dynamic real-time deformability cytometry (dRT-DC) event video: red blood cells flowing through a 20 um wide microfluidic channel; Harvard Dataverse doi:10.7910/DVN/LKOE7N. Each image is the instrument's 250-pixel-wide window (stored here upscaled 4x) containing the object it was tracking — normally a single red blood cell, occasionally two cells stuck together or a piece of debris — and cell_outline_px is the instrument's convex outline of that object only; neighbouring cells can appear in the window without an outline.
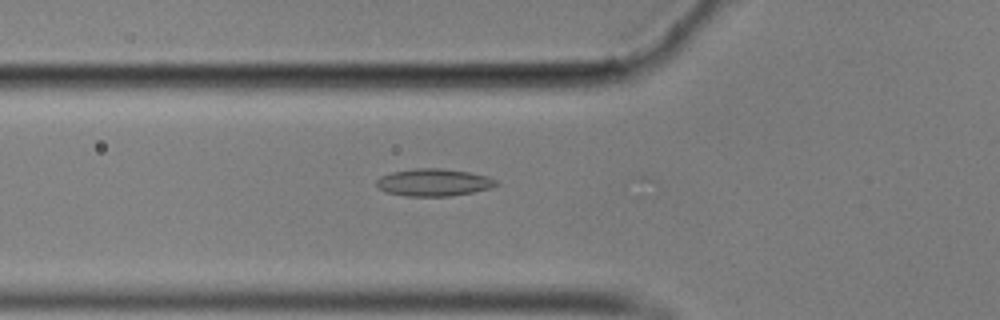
{"species": "common noctule bat (a hibernating species)", "species_latin": "Nyctalus noctula", "temperature_condition": "cold", "stored_images_in_passage": 37, "camera_frame_rate_fps": 3000, "um_per_image_px": 0.085, "animal": {"sex": "male", "body_mass_g": 17.9}, "frame": {"image": 1, "passage_image": 6, "time_ms": 1.667, "image_size_px": [1000, 320], "cell_outline_px": [[500, 184], [492, 188], [472, 192], [448, 196], [404, 196], [388, 192], [380, 188], [376, 184], [376, 180], [380, 176], [392, 172], [416, 168], [440, 168], [468, 172], [488, 176], [496, 180]], "centroid_in_image_um": [36.89, 15.5], "position_along_channel_um": 88.9, "area_um2": 19.02}}
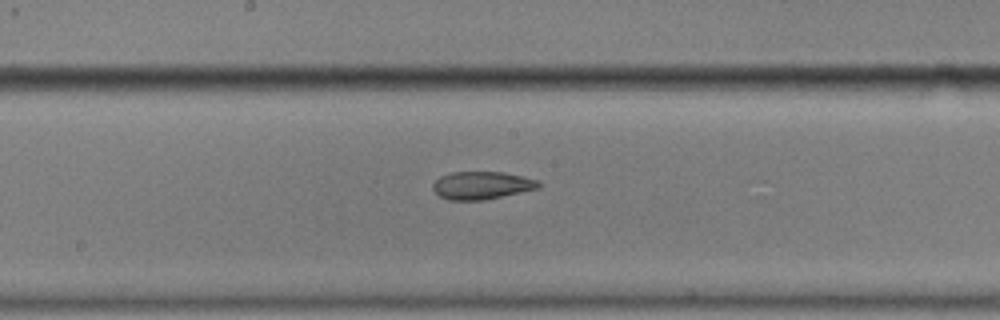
{"frame": {"image": 2, "passage_image": 16, "time_ms": 5.0, "image_size_px": [1000, 320], "cell_outline_px": [[540, 188], [484, 200], [448, 200], [440, 196], [432, 188], [432, 184], [440, 176], [452, 172], [504, 172], [536, 180], [540, 184]], "centroid_in_image_um": [40.92, 15.76], "position_along_channel_um": 207.3, "area_um2": 16.99}}
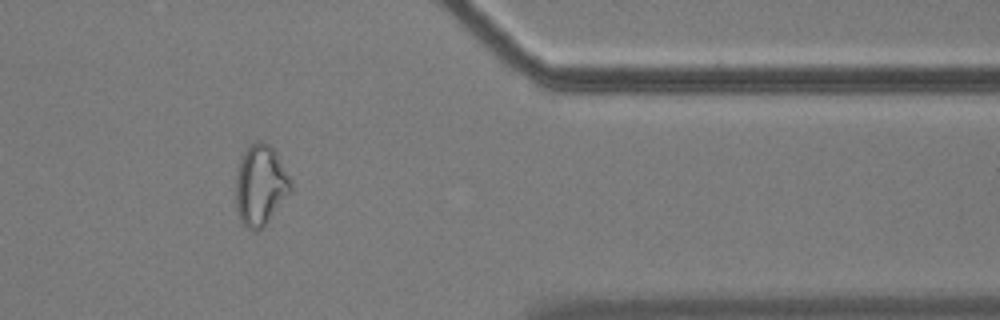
{"frame": {"image": 3, "passage_image": 33, "time_ms": 10.667, "image_size_px": [1000, 320], "cell_outline_px": [[292, 188], [268, 220], [256, 232], [248, 228], [240, 220], [236, 208], [236, 168], [240, 156], [256, 140], [260, 140], [268, 144], [272, 148], [292, 180]], "centroid_in_image_um": [22.1, 15.71], "position_along_channel_um": 389.3, "area_um2": 25.43}}